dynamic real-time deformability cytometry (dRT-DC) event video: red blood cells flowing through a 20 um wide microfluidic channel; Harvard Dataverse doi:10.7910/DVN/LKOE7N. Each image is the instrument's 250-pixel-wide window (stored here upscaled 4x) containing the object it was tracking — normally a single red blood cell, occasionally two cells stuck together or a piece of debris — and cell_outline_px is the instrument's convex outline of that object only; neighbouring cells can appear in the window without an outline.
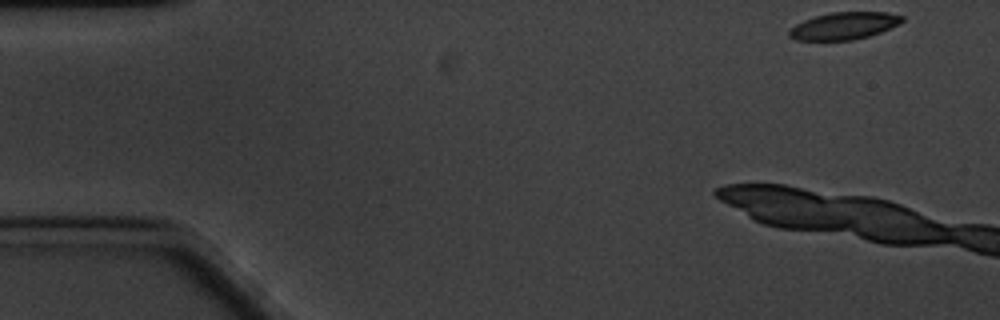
{"species": "common noctule bat (a hibernating species)", "species_latin": "Nyctalus noctula", "temperature_condition": "cold", "stored_images_in_passage": 5, "camera_frame_rate_fps": 3000, "um_per_image_px": 0.085, "animal": {"sex": "male", "body_mass_g": 20.1, "forearm_length_mm": 53.5}, "frame": {"image": 1, "passage_image": 1, "time_ms": 0.0, "image_size_px": [1000, 320], "cell_outline_px": [[904, 20], [900, 24], [880, 32], [868, 36], [852, 40], [796, 40], [788, 36], [788, 32], [796, 24], [804, 20], [816, 16], [832, 12], [888, 12], [904, 16]], "centroid_in_image_um": [71.77, 2.19], "position_along_channel_um": 13.2, "area_um2": 17.86}}